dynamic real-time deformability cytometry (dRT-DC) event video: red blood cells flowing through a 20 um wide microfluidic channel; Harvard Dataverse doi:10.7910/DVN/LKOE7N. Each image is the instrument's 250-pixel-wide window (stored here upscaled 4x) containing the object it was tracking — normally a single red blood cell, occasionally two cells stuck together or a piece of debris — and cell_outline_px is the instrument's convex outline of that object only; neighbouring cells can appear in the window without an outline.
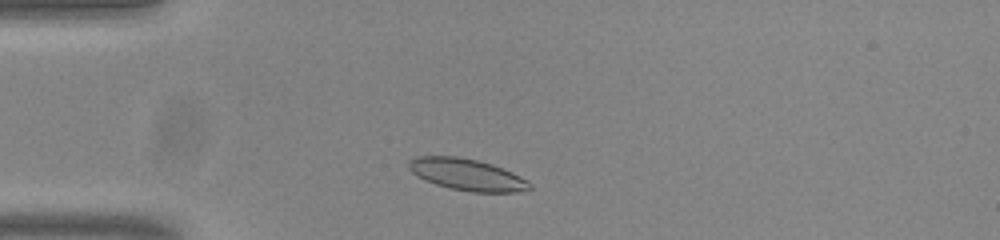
{"species": "common noctule bat (a hibernating species)", "species_latin": "Nyctalus noctula", "temperature_condition": "room temperature", "stored_images_in_passage": 45, "camera_frame_rate_fps": 3000, "um_per_image_px": 0.085, "animal": {"sex": "male", "body_mass_g": 20.0, "forearm_length_mm": 53.3}, "frame": {"image": 1, "passage_image": 5, "time_ms": 1.333, "image_size_px": [1000, 240], "cell_outline_px": [[532, 188], [516, 192], [472, 192], [452, 188], [436, 184], [416, 176], [408, 168], [408, 160], [416, 156], [456, 156], [476, 160], [492, 164], [512, 172], [528, 180], [532, 184]], "centroid_in_image_um": [39.69, 14.83], "position_along_channel_um": 45.3, "area_um2": 22.25}}
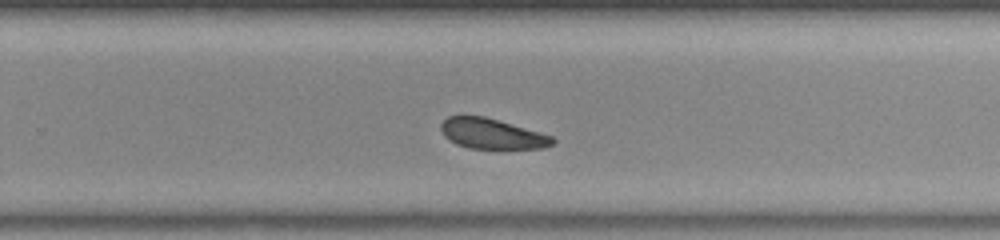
{"frame": {"image": 2, "passage_image": 26, "time_ms": 8.333, "image_size_px": [1000, 240], "cell_outline_px": [[556, 144], [544, 148], [468, 148], [456, 144], [444, 136], [440, 128], [440, 124], [448, 116], [484, 116], [552, 136], [556, 140]], "centroid_in_image_um": [41.81, 11.37], "position_along_channel_um": 288.0, "area_um2": 19.54}}
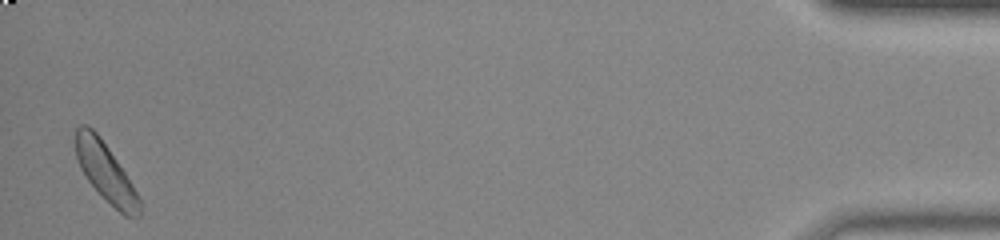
{"frame": {"image": 3, "passage_image": 44, "time_ms": 14.333, "image_size_px": [1000, 240], "cell_outline_px": [[140, 216], [124, 216], [88, 180], [80, 168], [76, 156], [76, 128], [80, 124], [84, 124], [92, 128], [100, 136], [132, 184], [140, 200]], "centroid_in_image_um": [8.96, 14.59], "position_along_channel_um": 426.2, "area_um2": 20.98}, "authors_computed_cell_mechanics": {"area_um2": 21.7328, "velocity_mm_per_s": 3.7706, "shape_relaxation_time_tau1_ms": 2.3143, "shape_relaxation_time_tau2_ms": null, "deformation_change_tau1": 0.078, "deformation_change_tau2": null}}